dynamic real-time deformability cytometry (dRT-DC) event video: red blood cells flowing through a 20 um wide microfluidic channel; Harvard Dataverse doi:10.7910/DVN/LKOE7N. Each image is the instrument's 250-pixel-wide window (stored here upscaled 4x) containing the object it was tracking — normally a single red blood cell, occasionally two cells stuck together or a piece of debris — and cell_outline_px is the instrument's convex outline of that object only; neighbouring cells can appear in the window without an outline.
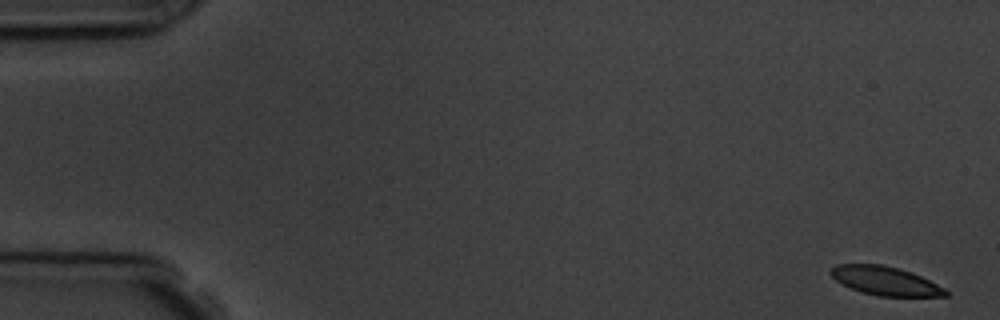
{"species": "common noctule bat (a hibernating species)", "species_latin": "Nyctalus noctula", "temperature_condition": "room temperature", "stored_images_in_passage": 6, "camera_frame_rate_fps": 3000, "um_per_image_px": 0.085, "animal": {"sex": "male", "body_mass_g": 19.5, "forearm_length_mm": 54.6}, "frame": {"image": 1, "passage_image": 1, "time_ms": 0.0, "image_size_px": [1000, 320], "cell_outline_px": [[948, 296], [876, 296], [860, 292], [836, 280], [828, 272], [836, 264], [880, 264], [896, 268], [920, 276], [944, 288], [948, 292]], "centroid_in_image_um": [75.21, 23.88], "position_along_channel_um": 9.8, "area_um2": 18.9}}